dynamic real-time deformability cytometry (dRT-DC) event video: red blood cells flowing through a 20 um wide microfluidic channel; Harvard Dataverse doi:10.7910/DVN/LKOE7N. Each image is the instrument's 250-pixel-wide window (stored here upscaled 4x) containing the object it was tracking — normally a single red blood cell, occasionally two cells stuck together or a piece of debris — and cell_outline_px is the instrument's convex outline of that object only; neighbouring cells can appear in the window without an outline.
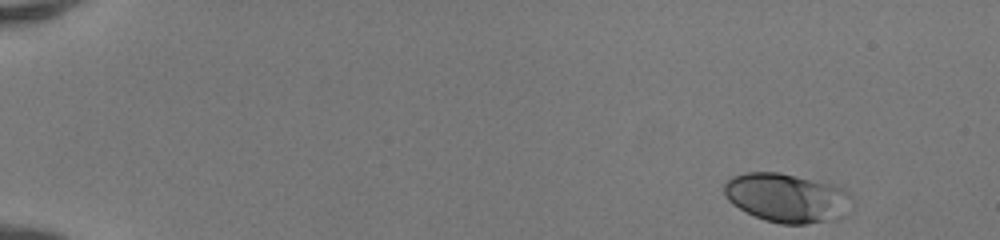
{"species": "human", "species_latin": "Homo sapiens", "temperature_condition": "room temperature", "stored_images_in_passage": 47, "camera_frame_rate_fps": 3000, "um_per_image_px": 0.085, "donor": {"sex": "female"}, "frame": {"image": 1, "passage_image": 1, "time_ms": 0.0, "image_size_px": [1000, 240], "cell_outline_px": [[852, 196], [840, 216], [836, 220], [808, 224], [780, 224], [764, 220], [732, 204], [724, 196], [724, 184], [732, 176], [744, 172], [780, 172], [832, 184], [844, 188]], "centroid_in_image_um": [66.84, 16.8], "position_along_channel_um": 18.2, "area_um2": 36.3}}
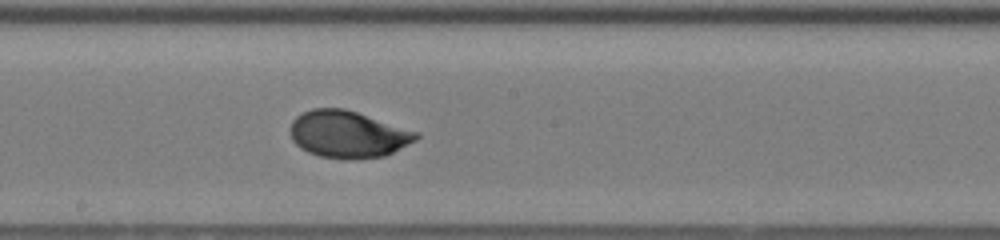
{"frame": {"image": 2, "passage_image": 26, "time_ms": 8.333, "image_size_px": [1000, 240], "cell_outline_px": [[420, 136], [416, 140], [384, 156], [320, 156], [308, 152], [300, 148], [292, 140], [292, 120], [296, 116], [312, 108], [344, 108], [420, 132]], "centroid_in_image_um": [29.58, 11.36], "position_along_channel_um": 218.6, "area_um2": 33.47}}
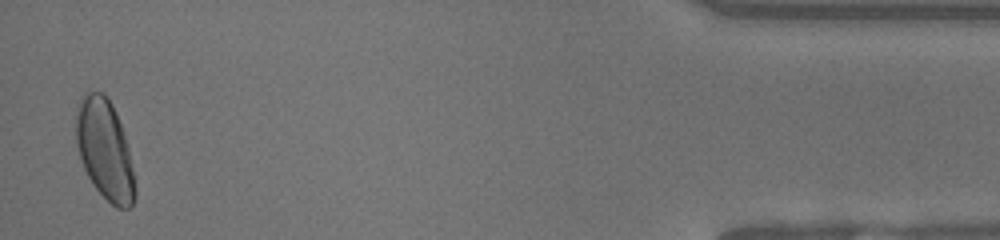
{"frame": {"image": 3, "passage_image": 46, "time_ms": 15.0, "image_size_px": [1000, 240], "cell_outline_px": [[136, 196], [132, 204], [128, 208], [116, 208], [92, 184], [80, 160], [76, 144], [76, 116], [80, 96], [88, 92], [104, 92], [112, 104], [120, 124], [128, 148], [136, 188]], "centroid_in_image_um": [8.89, 12.72], "position_along_channel_um": 426.3, "area_um2": 34.1}, "authors_computed_cell_mechanics": {"area_um2": 33.4662, "velocity_mm_per_s": 4.1557, "shape_relaxation_time_tau1_ms": 4.0473, "shape_relaxation_time_tau2_ms": null, "deformation_change_tau1": 0.1683, "deformation_change_tau2": null}}